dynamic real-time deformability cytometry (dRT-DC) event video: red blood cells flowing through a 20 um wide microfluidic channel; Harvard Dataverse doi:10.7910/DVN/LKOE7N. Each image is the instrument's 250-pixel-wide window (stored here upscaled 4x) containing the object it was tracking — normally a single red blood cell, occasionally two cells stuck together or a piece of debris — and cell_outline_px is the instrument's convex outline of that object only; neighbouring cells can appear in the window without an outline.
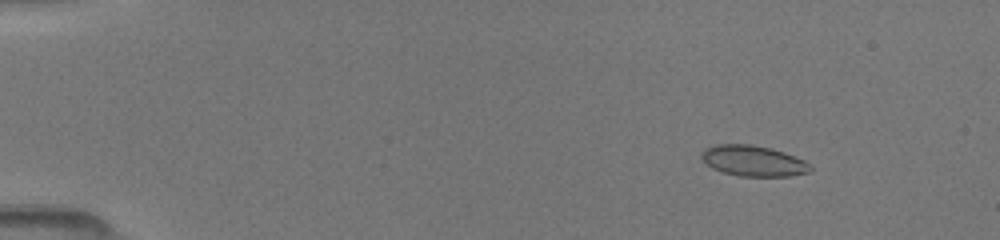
{"species": "common noctule bat (a hibernating species)", "species_latin": "Nyctalus noctula", "temperature_condition": "room temperature", "stored_images_in_passage": 6, "camera_frame_rate_fps": 3000, "um_per_image_px": 0.085, "animal": {"sex": "female", "body_mass_g": 19.5, "forearm_length_mm": 54.1}, "frame": {"image": 1, "passage_image": 2, "time_ms": 1.0, "image_size_px": [1000, 240], "cell_outline_px": [[812, 168], [808, 172], [788, 176], [740, 176], [724, 172], [712, 168], [700, 156], [700, 152], [704, 148], [716, 144], [752, 144], [772, 148], [784, 152], [804, 160]], "centroid_in_image_um": [64.0, 13.65], "position_along_channel_um": 21.0, "area_um2": 19.42}}
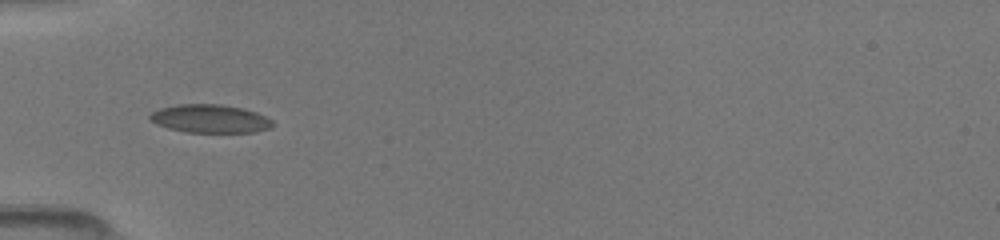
{"frame": {"image": 2, "passage_image": 5, "time_ms": 4.667, "image_size_px": [1000, 240], "cell_outline_px": [[272, 128], [252, 132], [184, 132], [168, 128], [156, 124], [148, 116], [152, 112], [160, 108], [176, 104], [220, 104], [244, 108], [256, 112], [272, 120]], "centroid_in_image_um": [17.84, 10.08], "position_along_channel_um": 67.2, "area_um2": 20.23}}
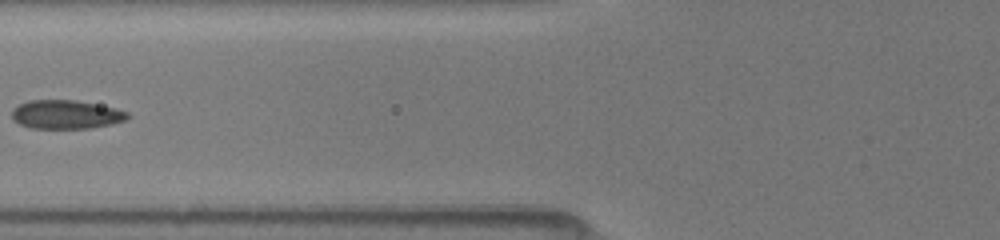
{"frame": {"image": 3, "passage_image": 6, "time_ms": 6.0, "image_size_px": [1000, 240], "cell_outline_px": [[132, 116], [128, 120], [112, 124], [88, 128], [28, 128], [12, 120], [12, 108], [28, 100], [76, 100], [116, 108], [128, 112]], "centroid_in_image_um": [5.63, 9.73], "position_along_channel_um": 120.2, "area_um2": 19.59}}